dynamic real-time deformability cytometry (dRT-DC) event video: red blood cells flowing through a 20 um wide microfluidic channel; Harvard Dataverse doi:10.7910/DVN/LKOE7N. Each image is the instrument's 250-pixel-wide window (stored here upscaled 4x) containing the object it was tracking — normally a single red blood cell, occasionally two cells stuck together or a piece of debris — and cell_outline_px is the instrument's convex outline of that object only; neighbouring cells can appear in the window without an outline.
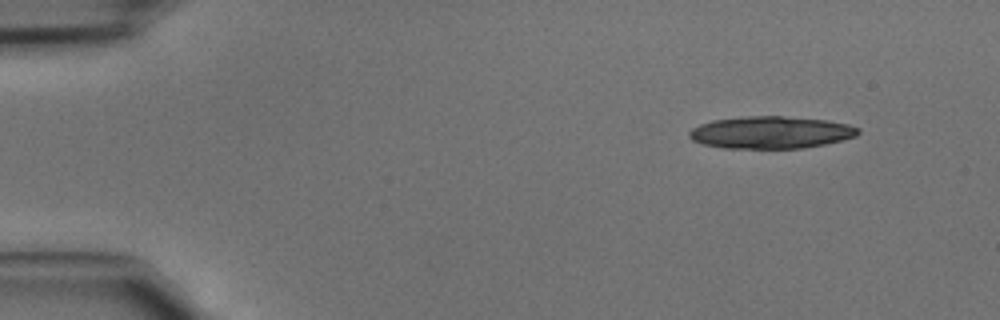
{"species": "common noctule bat (a hibernating species)", "species_latin": "Nyctalus noctula", "temperature_condition": "cold", "stored_images_in_passage": 15, "camera_frame_rate_fps": 3000, "um_per_image_px": 0.085, "animal": {"sex": "male", "body_mass_g": 15.6}, "frame": {"image": 1, "passage_image": 1, "time_ms": 0.0, "image_size_px": [1000, 320], "cell_outline_px": [[860, 132], [856, 136], [844, 140], [804, 148], [724, 148], [704, 144], [692, 140], [688, 136], [688, 132], [692, 128], [700, 124], [712, 120], [744, 116], [784, 116], [828, 120], [848, 124], [860, 128]], "centroid_in_image_um": [65.54, 11.25], "position_along_channel_um": 19.5, "area_um2": 31.91}}